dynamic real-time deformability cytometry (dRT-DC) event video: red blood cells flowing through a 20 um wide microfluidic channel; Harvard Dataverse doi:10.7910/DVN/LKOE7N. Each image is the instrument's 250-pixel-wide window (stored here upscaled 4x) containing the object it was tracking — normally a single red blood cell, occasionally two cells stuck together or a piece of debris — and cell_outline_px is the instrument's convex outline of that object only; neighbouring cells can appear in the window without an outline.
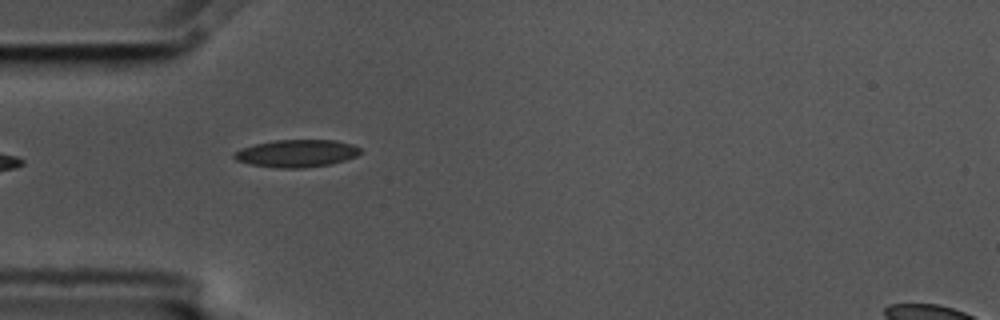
{"species": "common noctule bat (a hibernating species)", "species_latin": "Nyctalus noctula", "temperature_condition": "cold", "stored_images_in_passage": 5, "camera_frame_rate_fps": 3000, "um_per_image_px": 0.085, "animal": {"sex": "male", "body_mass_g": 17.5, "forearm_length_mm": 52.3}, "frame": {"image": 1, "passage_image": 4, "time_ms": 1.0, "image_size_px": [1000, 320], "cell_outline_px": [[360, 152], [356, 156], [332, 164], [304, 168], [276, 168], [252, 164], [236, 160], [232, 156], [240, 148], [256, 144], [276, 140], [336, 140], [352, 144], [360, 148]], "centroid_in_image_um": [25.22, 13.04], "position_along_channel_um": 59.8, "area_um2": 20.11}}